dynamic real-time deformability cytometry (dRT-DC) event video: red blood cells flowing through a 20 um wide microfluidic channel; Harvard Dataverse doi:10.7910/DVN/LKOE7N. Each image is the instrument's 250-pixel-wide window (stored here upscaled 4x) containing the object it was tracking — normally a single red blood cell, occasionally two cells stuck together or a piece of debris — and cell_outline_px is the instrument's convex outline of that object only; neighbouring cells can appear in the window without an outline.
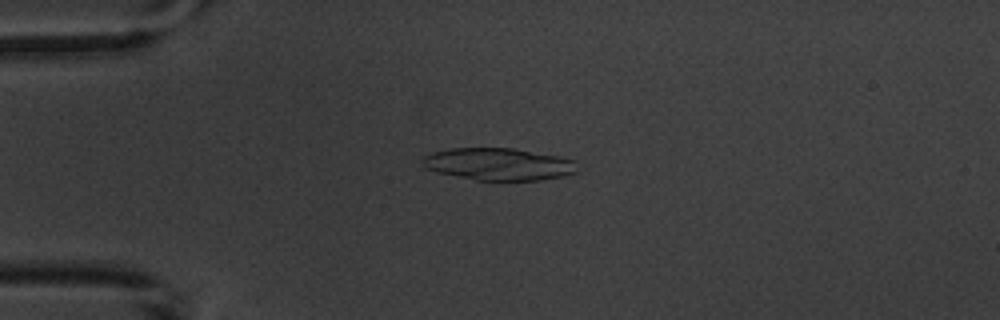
{"species": "common noctule bat (a hibernating species)", "species_latin": "Nyctalus noctula", "temperature_condition": "warm", "stored_images_in_passage": 4, "camera_frame_rate_fps": 3000, "um_per_image_px": 0.085, "animal": {"sex": "male", "body_mass_g": 20.1, "forearm_length_mm": 53.5}, "frame": {"image": 1, "passage_image": 4, "time_ms": 3.667, "image_size_px": [1000, 320], "cell_outline_px": [[576, 172], [564, 176], [544, 180], [476, 180], [436, 172], [424, 168], [424, 156], [432, 152], [452, 148], [512, 148], [560, 156], [576, 160]], "centroid_in_image_um": [42.41, 13.95], "position_along_channel_um": 42.6, "area_um2": 29.13}}